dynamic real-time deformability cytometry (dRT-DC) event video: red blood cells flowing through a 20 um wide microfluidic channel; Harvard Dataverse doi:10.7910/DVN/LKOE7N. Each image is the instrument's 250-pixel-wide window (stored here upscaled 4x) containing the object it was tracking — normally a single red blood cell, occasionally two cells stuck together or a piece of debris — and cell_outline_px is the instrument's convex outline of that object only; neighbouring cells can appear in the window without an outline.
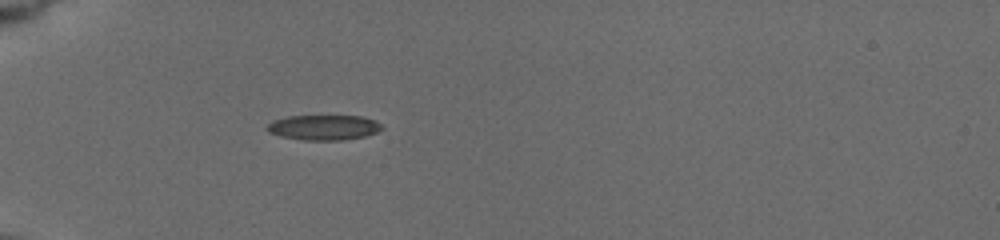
{"species": "common noctule bat (a hibernating species)", "species_latin": "Nyctalus noctula", "temperature_condition": "cold", "stored_images_in_passage": 8, "camera_frame_rate_fps": 3000, "um_per_image_px": 0.085, "animal": {"sex": "female", "body_mass_g": 19.5, "forearm_length_mm": 54.1}, "frame": {"image": 1, "passage_image": 1, "time_ms": 0.0, "image_size_px": [1000, 240], "cell_outline_px": [[384, 128], [376, 132], [364, 136], [344, 140], [304, 140], [280, 136], [268, 132], [264, 128], [272, 120], [288, 116], [360, 116], [376, 120]], "centroid_in_image_um": [27.49, 10.83], "position_along_channel_um": 57.5, "area_um2": 16.88}}
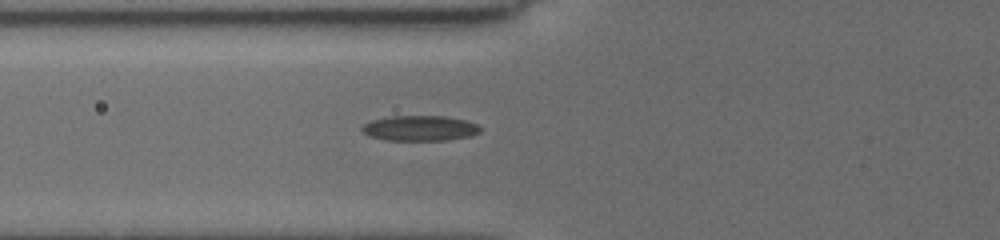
{"frame": {"image": 2, "passage_image": 6, "time_ms": 1.333, "image_size_px": [1000, 240], "cell_outline_px": [[480, 132], [468, 136], [448, 140], [388, 140], [372, 136], [364, 132], [360, 128], [364, 124], [372, 120], [392, 116], [444, 116], [464, 120], [476, 124], [480, 128]], "centroid_in_image_um": [35.69, 10.89], "position_along_channel_um": 90.1, "area_um2": 17.11}}